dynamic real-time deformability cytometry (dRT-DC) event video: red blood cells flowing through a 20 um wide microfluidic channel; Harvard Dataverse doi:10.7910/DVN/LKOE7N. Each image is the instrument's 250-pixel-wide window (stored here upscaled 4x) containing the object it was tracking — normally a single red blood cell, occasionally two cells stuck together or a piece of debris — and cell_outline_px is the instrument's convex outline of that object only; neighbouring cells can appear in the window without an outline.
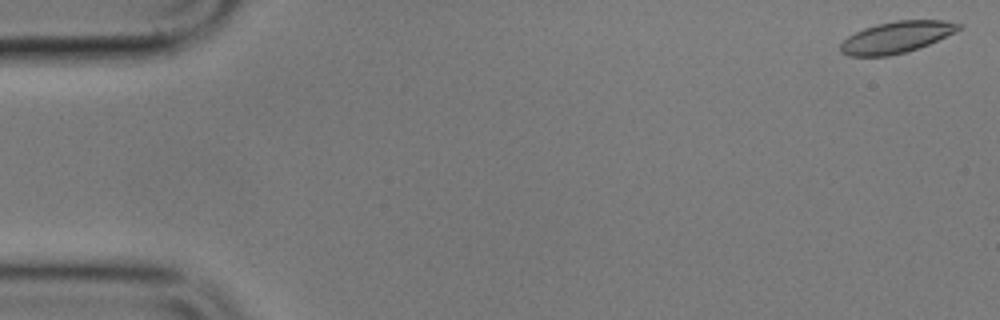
{"species": "common noctule bat (a hibernating species)", "species_latin": "Nyctalus noctula", "temperature_condition": "cold", "stored_images_in_passage": 4, "camera_frame_rate_fps": 3000, "um_per_image_px": 0.085, "animal": {"sex": "male", "body_mass_g": 17.9}, "frame": {"image": 1, "passage_image": 1, "time_ms": 0.0, "image_size_px": [1000, 320], "cell_outline_px": [[964, 28], [928, 44], [904, 52], [888, 56], [848, 56], [840, 52], [840, 44], [848, 36], [864, 28], [876, 24], [896, 20], [944, 20], [960, 24]], "centroid_in_image_um": [76.18, 3.15], "position_along_channel_um": 8.8, "area_um2": 21.56}}